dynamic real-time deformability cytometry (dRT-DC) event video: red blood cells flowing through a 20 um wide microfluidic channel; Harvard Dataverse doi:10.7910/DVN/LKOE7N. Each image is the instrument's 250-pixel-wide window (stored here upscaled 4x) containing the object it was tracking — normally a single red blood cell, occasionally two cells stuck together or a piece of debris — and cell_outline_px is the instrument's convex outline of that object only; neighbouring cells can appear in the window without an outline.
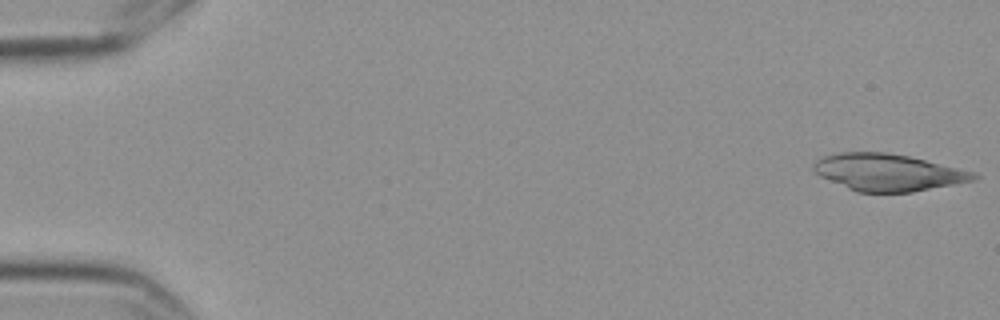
{"species": "Egyptian fruit bat (a non-hibernating species)", "species_latin": "Rousettus aegyptiacus", "temperature_condition": "cold", "stored_images_in_passage": 7, "camera_frame_rate_fps": 3000, "um_per_image_px": 0.085, "frame": {"image": 1, "passage_image": 1, "time_ms": 0.0, "image_size_px": [1000, 320], "cell_outline_px": [[980, 176], [972, 180], [912, 192], [856, 192], [820, 176], [812, 168], [812, 164], [816, 160], [824, 156], [840, 152], [888, 152], [908, 156], [976, 172]], "centroid_in_image_um": [75.44, 14.64], "position_along_channel_um": 9.6, "area_um2": 34.22}}